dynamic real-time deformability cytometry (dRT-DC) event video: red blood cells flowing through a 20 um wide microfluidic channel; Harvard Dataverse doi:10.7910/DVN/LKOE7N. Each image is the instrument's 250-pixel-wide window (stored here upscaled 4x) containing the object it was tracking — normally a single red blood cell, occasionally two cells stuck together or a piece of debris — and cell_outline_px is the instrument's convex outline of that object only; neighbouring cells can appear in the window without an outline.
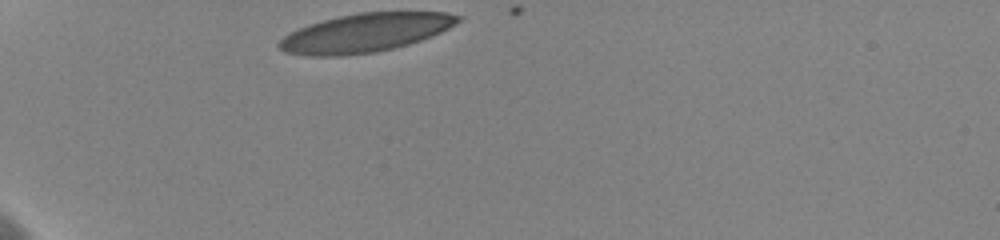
{"species": "human", "species_latin": "Homo sapiens", "temperature_condition": "cold", "stored_images_in_passage": 5, "camera_frame_rate_fps": 3000, "um_per_image_px": 0.085, "donor": {"sex": "female"}, "frame": {"image": 1, "passage_image": 1, "time_ms": 0.0, "image_size_px": [1000, 240], "cell_outline_px": [[464, 16], [456, 24], [432, 36], [408, 44], [376, 52], [340, 56], [308, 56], [284, 52], [276, 44], [284, 36], [308, 24], [340, 16], [360, 12], [448, 12]], "centroid_in_image_um": [31.06, 2.79], "position_along_channel_um": 53.9, "area_um2": 40.11}}